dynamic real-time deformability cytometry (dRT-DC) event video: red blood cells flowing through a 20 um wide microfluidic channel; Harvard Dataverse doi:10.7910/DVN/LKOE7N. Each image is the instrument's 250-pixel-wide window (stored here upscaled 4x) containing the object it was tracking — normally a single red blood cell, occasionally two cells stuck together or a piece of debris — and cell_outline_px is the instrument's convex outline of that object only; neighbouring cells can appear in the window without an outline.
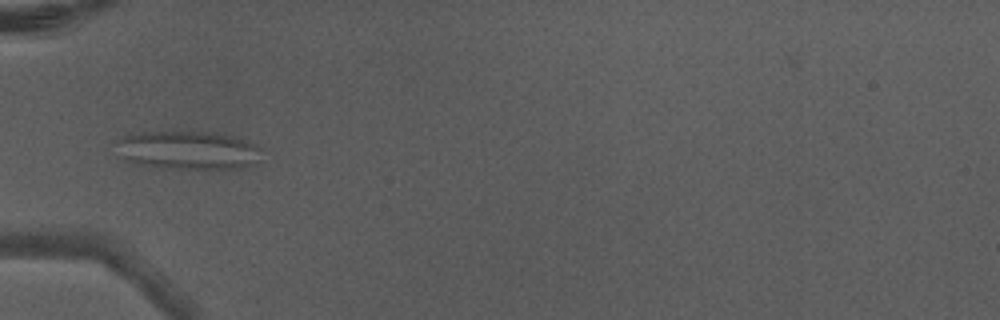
{"species": "Egyptian fruit bat (a non-hibernating species)", "species_latin": "Rousettus aegyptiacus", "temperature_condition": "warm", "stored_images_in_passage": 5, "camera_frame_rate_fps": 3000, "um_per_image_px": 0.085, "animal": {"sex": "male"}, "frame": {"image": 1, "passage_image": 4, "time_ms": 1.0, "image_size_px": [1000, 320], "cell_outline_px": [[264, 160], [244, 168], [164, 168], [144, 164], [128, 160], [124, 156], [120, 140], [124, 136], [144, 132], [212, 132], [236, 136], [248, 140], [264, 148]], "centroid_in_image_um": [16.25, 12.76], "position_along_channel_um": 68.7, "area_um2": 32.31}}
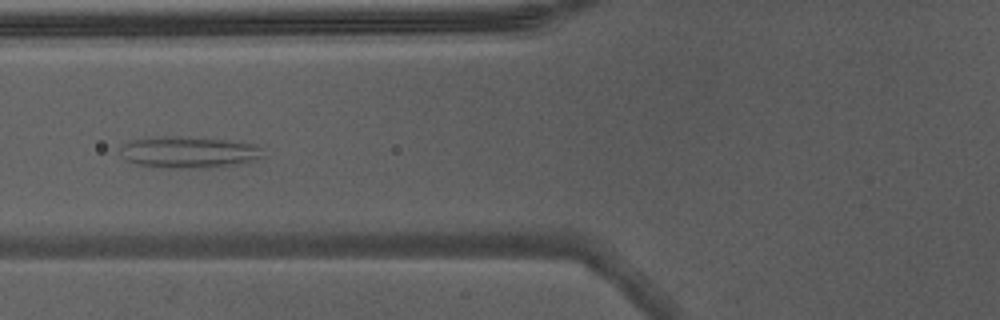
{"frame": {"image": 2, "passage_image": 5, "time_ms": 1.333, "image_size_px": [1000, 320], "cell_outline_px": [[260, 156], [252, 160], [240, 164], [220, 168], [160, 168], [136, 164], [128, 160], [120, 152], [120, 144], [132, 140], [164, 136], [188, 136], [224, 140], [252, 144], [260, 148]], "centroid_in_image_um": [15.98, 12.95], "position_along_channel_um": 109.8, "area_um2": 26.3}}